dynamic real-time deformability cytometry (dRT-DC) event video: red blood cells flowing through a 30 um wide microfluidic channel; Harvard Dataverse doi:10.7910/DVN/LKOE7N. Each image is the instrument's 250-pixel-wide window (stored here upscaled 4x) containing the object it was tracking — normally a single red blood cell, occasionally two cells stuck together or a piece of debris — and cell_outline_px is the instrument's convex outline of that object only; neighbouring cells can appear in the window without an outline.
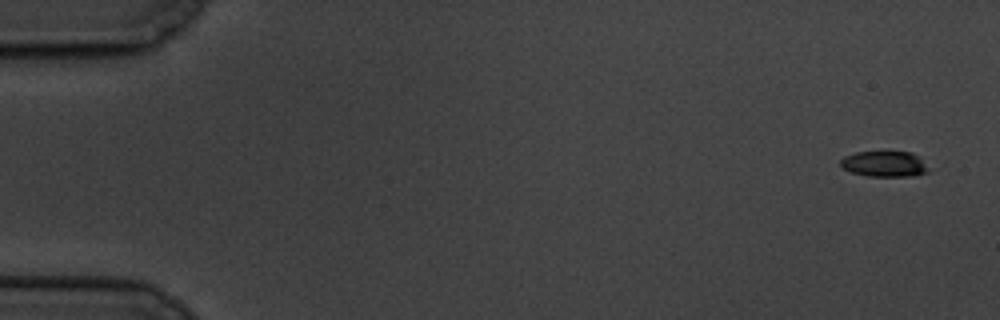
{"species": "common noctule bat (a hibernating species)", "species_latin": "Nyctalus noctula", "temperature_condition": "cold", "stored_images_in_passage": 5, "camera_frame_rate_fps": 3000, "um_per_image_px": 0.085, "animal": {"sex": "male", "body_mass_g": 19.5, "forearm_length_mm": 54.6}, "frame": {"image": 1, "passage_image": 1, "time_ms": 0.0, "image_size_px": [1000, 320], "cell_outline_px": [[928, 172], [912, 176], [868, 176], [852, 172], [844, 168], [840, 164], [840, 160], [844, 156], [856, 152], [912, 152], [928, 168]], "centroid_in_image_um": [75.14, 13.94], "position_along_channel_um": 9.9, "area_um2": 12.89}}
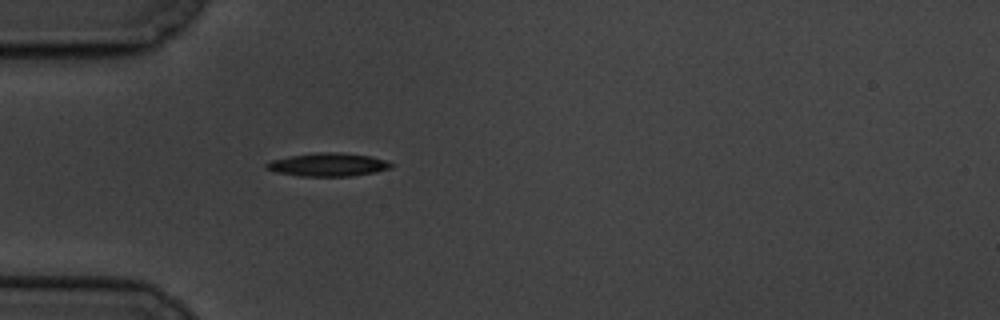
{"frame": {"image": 2, "passage_image": 5, "time_ms": 5.333, "image_size_px": [1000, 320], "cell_outline_px": [[392, 168], [372, 172], [348, 176], [300, 176], [276, 172], [264, 168], [264, 164], [272, 160], [288, 156], [316, 152], [340, 152], [372, 156], [384, 160], [392, 164]], "centroid_in_image_um": [27.83, 13.98], "position_along_channel_um": 57.2, "area_um2": 16.88}}